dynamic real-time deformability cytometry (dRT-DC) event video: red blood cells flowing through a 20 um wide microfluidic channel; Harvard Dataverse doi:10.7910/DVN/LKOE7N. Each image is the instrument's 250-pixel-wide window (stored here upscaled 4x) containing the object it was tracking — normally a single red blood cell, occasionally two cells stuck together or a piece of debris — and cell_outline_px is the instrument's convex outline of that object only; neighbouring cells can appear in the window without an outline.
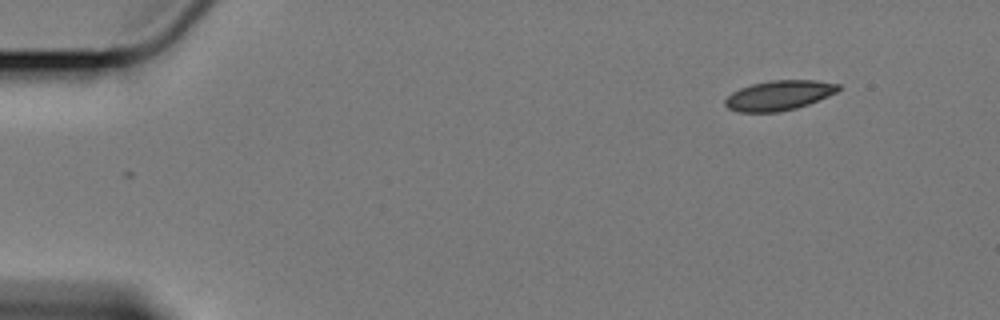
{"species": "Egyptian fruit bat (a non-hibernating species)", "species_latin": "Rousettus aegyptiacus", "temperature_condition": "cold", "stored_images_in_passage": 55, "camera_frame_rate_fps": 3000, "um_per_image_px": 0.085, "animal": {"sex": "female"}, "frame": {"image": 1, "passage_image": 1, "time_ms": 0.0, "image_size_px": [1000, 320], "cell_outline_px": [[840, 88], [836, 92], [828, 96], [808, 104], [796, 108], [780, 112], [736, 112], [728, 108], [724, 104], [724, 100], [732, 92], [740, 88], [752, 84], [772, 80], [816, 80], [840, 84]], "centroid_in_image_um": [66.19, 8.11], "position_along_channel_um": 18.8, "area_um2": 19.71}}
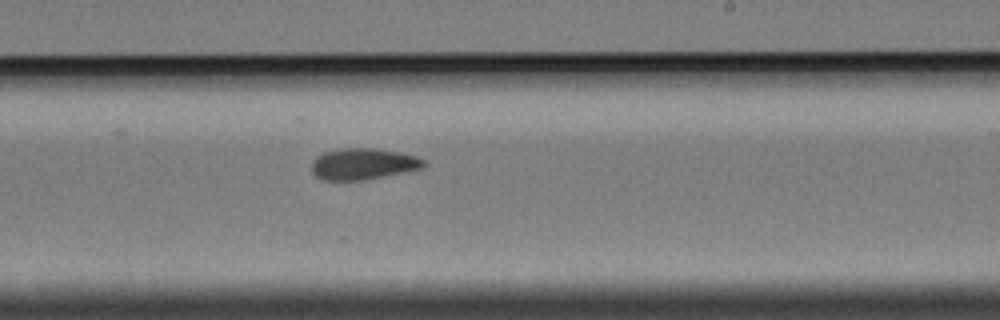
{"frame": {"image": 2, "passage_image": 31, "time_ms": 10.0, "image_size_px": [1000, 320], "cell_outline_px": [[428, 164], [424, 168], [364, 180], [324, 180], [316, 176], [312, 172], [312, 160], [316, 156], [324, 152], [340, 148], [372, 148], [400, 152], [416, 156], [424, 160]], "centroid_in_image_um": [30.87, 13.93], "position_along_channel_um": 258.1, "area_um2": 20.58}}
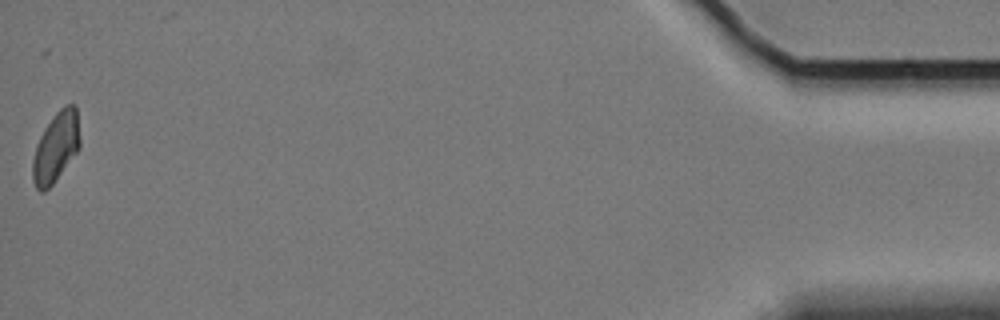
{"frame": {"image": 3, "passage_image": 54, "time_ms": 17.667, "image_size_px": [1000, 320], "cell_outline_px": [[80, 148], [52, 184], [44, 192], [40, 192], [36, 188], [32, 180], [32, 160], [36, 144], [44, 128], [56, 112], [64, 104], [76, 104], [80, 140]], "centroid_in_image_um": [4.74, 12.49], "position_along_channel_um": 430.5, "area_um2": 19.36}, "authors_computed_cell_mechanics": {"area_um2": 20.1722, "velocity_mm_per_s": 3.3892, "shape_relaxation_time_tau1_ms": 10.4158, "shape_relaxation_time_tau2_ms": 2.645, "deformation_change_tau1": 0.1645, "deformation_change_tau2": 0.068}}